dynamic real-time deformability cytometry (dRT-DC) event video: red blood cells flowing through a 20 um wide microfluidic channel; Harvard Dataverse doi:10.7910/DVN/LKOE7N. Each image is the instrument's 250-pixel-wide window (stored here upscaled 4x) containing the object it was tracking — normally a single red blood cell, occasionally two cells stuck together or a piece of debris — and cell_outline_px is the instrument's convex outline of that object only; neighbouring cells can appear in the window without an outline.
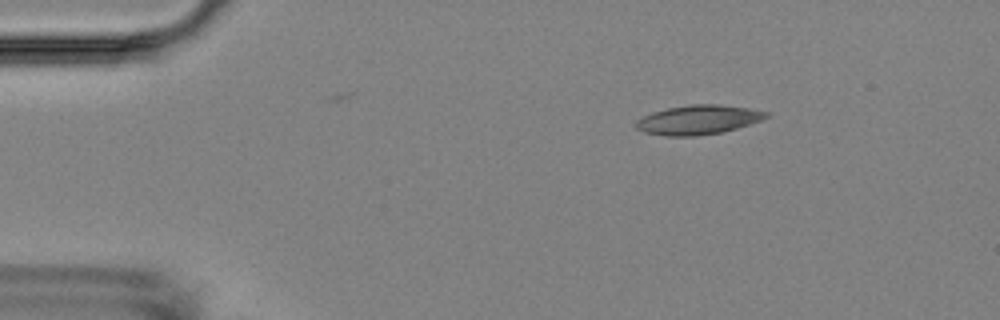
{"species": "Egyptian fruit bat (a non-hibernating species)", "species_latin": "Rousettus aegyptiacus", "temperature_condition": "room temperature", "stored_images_in_passage": 4, "camera_frame_rate_fps": 3000, "um_per_image_px": 0.085, "animal": {"sex": "female"}, "frame": {"image": 1, "passage_image": 1, "time_ms": 0.0, "image_size_px": [1000, 320], "cell_outline_px": [[768, 116], [760, 120], [736, 128], [720, 132], [696, 136], [664, 136], [644, 132], [636, 128], [636, 120], [652, 112], [668, 108], [692, 104], [720, 104], [748, 108], [768, 112]], "centroid_in_image_um": [59.31, 10.18], "position_along_channel_um": 25.7, "area_um2": 22.02}}